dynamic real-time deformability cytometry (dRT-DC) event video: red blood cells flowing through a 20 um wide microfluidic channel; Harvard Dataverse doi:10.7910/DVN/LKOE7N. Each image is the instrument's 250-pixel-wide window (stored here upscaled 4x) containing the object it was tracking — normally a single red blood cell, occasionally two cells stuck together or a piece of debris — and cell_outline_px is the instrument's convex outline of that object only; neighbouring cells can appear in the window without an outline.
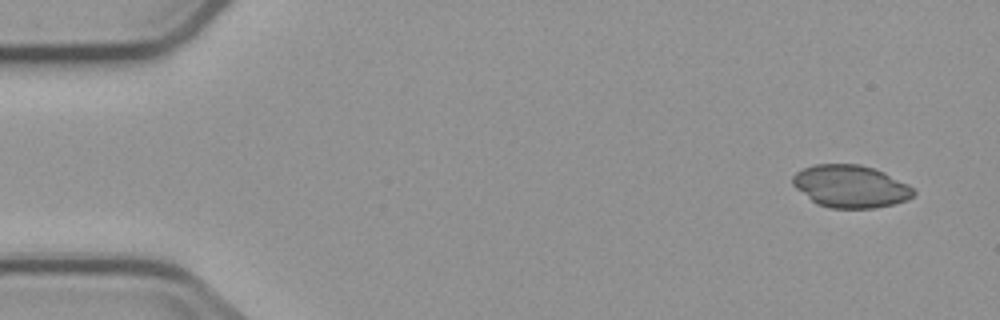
{"species": "common noctule bat (a hibernating species)", "species_latin": "Nyctalus noctula", "temperature_condition": "cold", "stored_images_in_passage": 3, "segment_of_instrument_passage": [2, 2], "camera_frame_rate_fps": 3000, "um_per_image_px": 0.085, "animal": {"sex": "male", "body_mass_g": 23.1, "forearm_length_mm": 52.7}, "frame": {"image": 1, "passage_image": 3, "time_ms": 3.0, "image_size_px": [1000, 320], "cell_outline_px": [[916, 192], [908, 200], [892, 204], [872, 208], [828, 208], [816, 204], [796, 188], [792, 184], [792, 176], [796, 172], [804, 168], [816, 164], [860, 164], [884, 172], [908, 184]], "centroid_in_image_um": [72.28, 15.84], "position_along_channel_um": 12.7, "area_um2": 29.88}}